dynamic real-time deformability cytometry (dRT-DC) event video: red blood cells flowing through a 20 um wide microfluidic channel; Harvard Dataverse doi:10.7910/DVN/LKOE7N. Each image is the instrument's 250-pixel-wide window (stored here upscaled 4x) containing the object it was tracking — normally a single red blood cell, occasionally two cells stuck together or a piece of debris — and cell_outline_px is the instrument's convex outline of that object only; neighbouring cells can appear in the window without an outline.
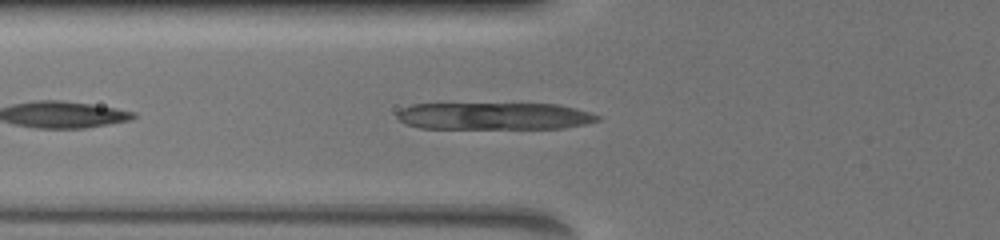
{"species": "common noctule bat (a hibernating species)", "species_latin": "Nyctalus noctula", "temperature_condition": "warm", "stored_images_in_passage": 36, "camera_frame_rate_fps": 3000, "um_per_image_px": 0.085, "animal": {"sex": "female", "body_mass_g": 19.5, "forearm_length_mm": 54.1}, "frame": {"image": 1, "passage_image": 5, "time_ms": 1.333, "image_size_px": [1000, 240], "cell_outline_px": [[600, 120], [584, 124], [564, 128], [420, 128], [404, 124], [396, 116], [396, 112], [400, 108], [412, 104], [556, 104], [588, 112], [600, 116]], "centroid_in_image_um": [41.94, 9.87], "position_along_channel_um": 83.9, "area_um2": 31.56}}
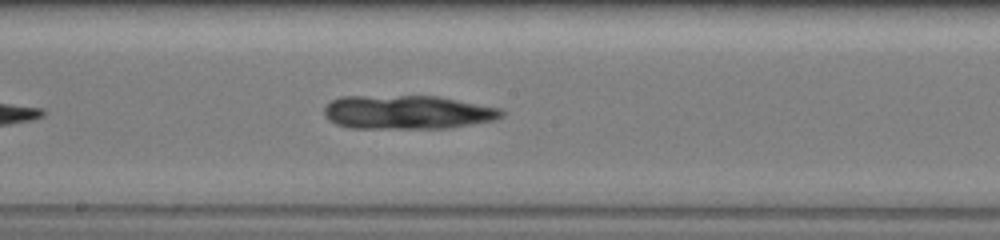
{"frame": {"image": 2, "passage_image": 18, "time_ms": 4.667, "image_size_px": [1000, 240], "cell_outline_px": [[504, 116], [496, 120], [452, 128], [348, 128], [336, 124], [328, 120], [324, 116], [324, 108], [332, 100], [340, 96], [436, 96], [500, 108], [504, 112]], "centroid_in_image_um": [34.62, 9.55], "position_along_channel_um": 213.6, "area_um2": 35.2}}
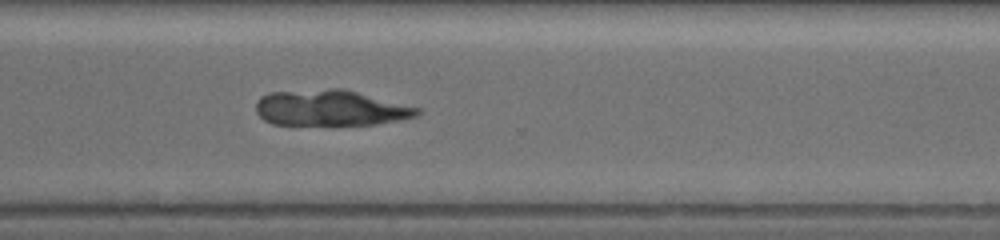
{"frame": {"image": 3, "passage_image": 26, "time_ms": 8.0, "image_size_px": [1000, 240], "cell_outline_px": [[420, 112], [416, 116], [404, 120], [376, 124], [272, 124], [264, 120], [256, 112], [256, 100], [260, 96], [272, 92], [332, 88], [340, 88], [420, 108]], "centroid_in_image_um": [28.07, 9.18], "position_along_channel_um": 342.5, "area_um2": 33.41}}